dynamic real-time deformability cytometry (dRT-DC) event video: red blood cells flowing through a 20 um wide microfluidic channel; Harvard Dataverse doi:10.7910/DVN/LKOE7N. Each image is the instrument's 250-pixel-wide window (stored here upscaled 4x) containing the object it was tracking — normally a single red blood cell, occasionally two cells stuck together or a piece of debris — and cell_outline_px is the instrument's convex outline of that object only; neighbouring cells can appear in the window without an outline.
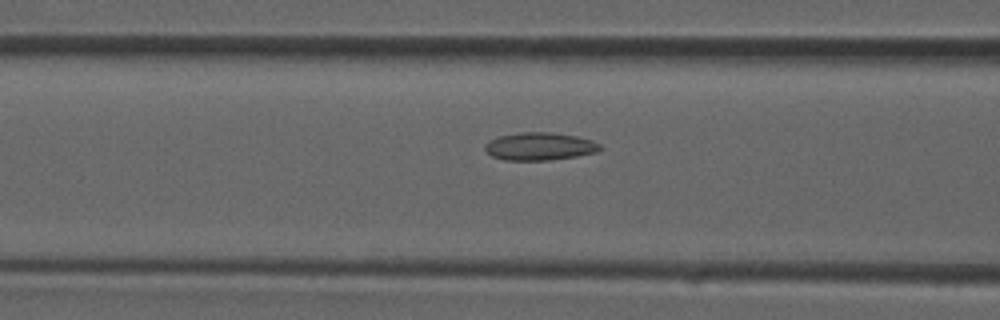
{"species": "common noctule bat (a hibernating species)", "species_latin": "Nyctalus noctula", "temperature_condition": "room temperature", "stored_images_in_passage": 27, "camera_frame_rate_fps": 3000, "um_per_image_px": 0.085, "animal": {"sex": "male", "forearm_length_mm": 52.5}, "frame": {"image": 1, "passage_image": 5, "time_ms": 1.333, "image_size_px": [1000, 320], "cell_outline_px": [[600, 148], [596, 152], [576, 156], [548, 160], [504, 160], [492, 156], [484, 148], [484, 144], [500, 136], [520, 132], [552, 132], [576, 136], [592, 140], [600, 144]], "centroid_in_image_um": [45.86, 12.44], "position_along_channel_um": 120.7, "area_um2": 18.44}}
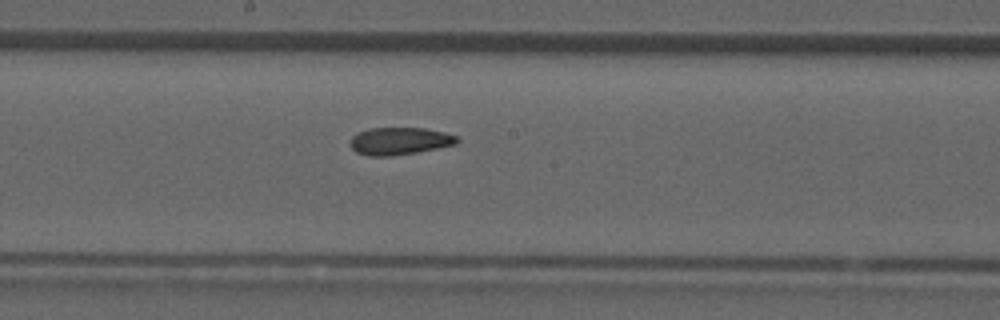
{"frame": {"image": 2, "passage_image": 10, "time_ms": 3.0, "image_size_px": [1000, 320], "cell_outline_px": [[460, 140], [456, 144], [416, 152], [392, 156], [368, 156], [356, 152], [348, 144], [348, 140], [352, 136], [368, 128], [424, 128], [444, 132], [456, 136]], "centroid_in_image_um": [33.92, 11.99], "position_along_channel_um": 214.3, "area_um2": 17.11}}
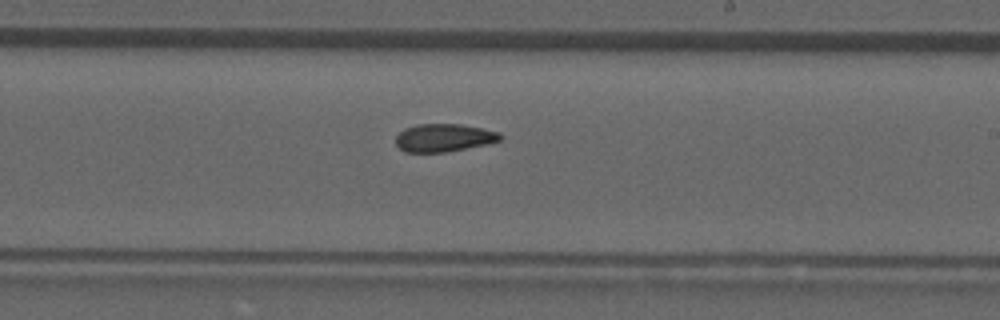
{"frame": {"image": 3, "passage_image": 12, "time_ms": 3.667, "image_size_px": [1000, 320], "cell_outline_px": [[504, 136], [500, 140], [484, 144], [444, 152], [404, 152], [396, 144], [396, 136], [404, 128], [416, 124], [460, 124], [500, 132]], "centroid_in_image_um": [37.7, 11.7], "position_along_channel_um": 251.3, "area_um2": 16.82}}